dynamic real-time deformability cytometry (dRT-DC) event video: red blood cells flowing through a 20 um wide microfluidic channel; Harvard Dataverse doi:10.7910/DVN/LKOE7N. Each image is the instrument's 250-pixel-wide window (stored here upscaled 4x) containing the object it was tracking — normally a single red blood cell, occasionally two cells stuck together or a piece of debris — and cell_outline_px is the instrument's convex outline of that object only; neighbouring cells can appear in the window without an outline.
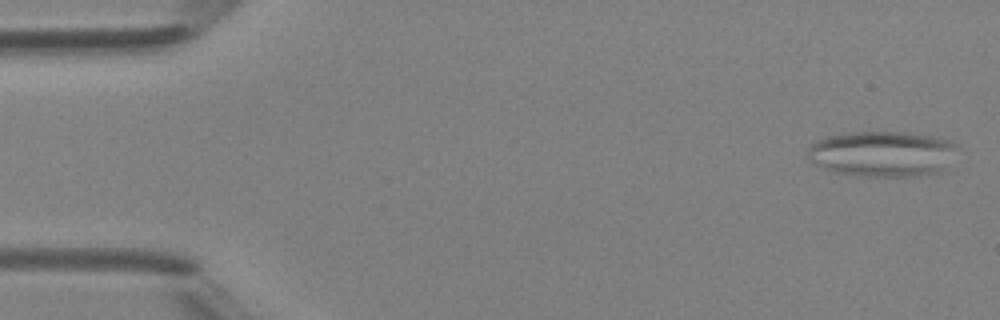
{"species": "Egyptian fruit bat (a non-hibernating species)", "species_latin": "Rousettus aegyptiacus", "temperature_condition": "room temperature", "stored_images_in_passage": 6, "camera_frame_rate_fps": 3000, "um_per_image_px": 0.085, "animal": {"sex": "female"}, "frame": {"image": 1, "passage_image": 1, "time_ms": 0.0, "image_size_px": [1000, 320], "cell_outline_px": [[956, 144], [940, 168], [936, 172], [920, 176], [856, 176], [836, 172], [824, 168], [808, 160], [808, 148], [816, 140], [828, 136], [844, 132], [908, 132], [936, 136], [952, 140]], "centroid_in_image_um": [74.89, 13.05], "position_along_channel_um": 10.1, "area_um2": 39.3}}